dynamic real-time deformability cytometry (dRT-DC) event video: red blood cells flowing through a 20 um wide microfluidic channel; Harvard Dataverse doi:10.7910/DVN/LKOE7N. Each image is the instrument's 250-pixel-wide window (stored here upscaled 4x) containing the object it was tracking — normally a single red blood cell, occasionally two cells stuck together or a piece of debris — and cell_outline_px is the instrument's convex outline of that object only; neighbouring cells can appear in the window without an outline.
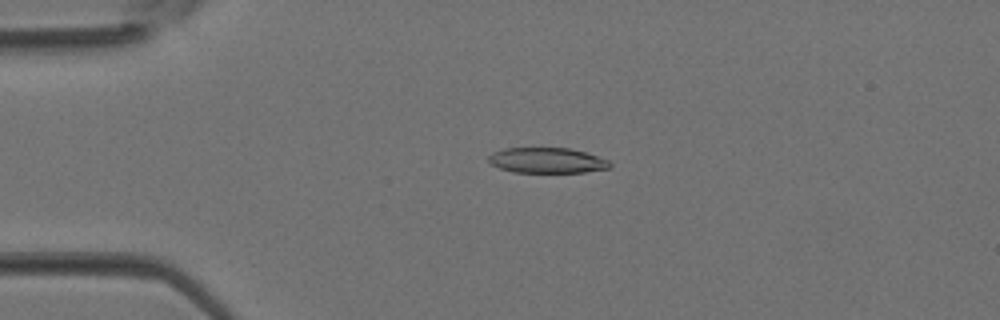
{"species": "Egyptian fruit bat (a non-hibernating species)", "species_latin": "Rousettus aegyptiacus", "temperature_condition": "room temperature", "stored_images_in_passage": 38, "camera_frame_rate_fps": 3000, "um_per_image_px": 0.085, "animal": {"sex": "female"}, "frame": {"image": 1, "passage_image": 9, "time_ms": 2.667, "image_size_px": [1000, 320], "cell_outline_px": [[612, 164], [608, 168], [584, 172], [512, 172], [500, 168], [492, 164], [488, 160], [488, 156], [492, 152], [504, 148], [568, 148], [584, 152], [608, 160]], "centroid_in_image_um": [46.46, 13.63], "position_along_channel_um": 38.5, "area_um2": 17.8}}
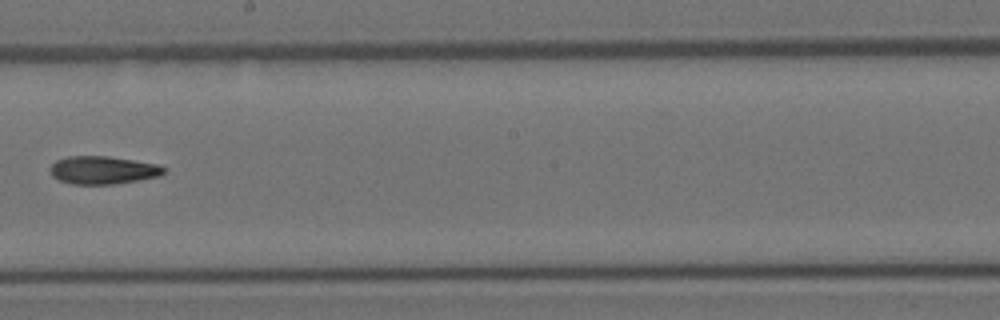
{"frame": {"image": 2, "passage_image": 22, "time_ms": 7.0, "image_size_px": [1000, 320], "cell_outline_px": [[168, 168], [160, 176], [116, 184], [72, 184], [60, 180], [52, 176], [48, 168], [56, 160], [68, 156], [108, 156], [156, 164]], "centroid_in_image_um": [8.73, 14.46], "position_along_channel_um": 239.5, "area_um2": 18.55}}
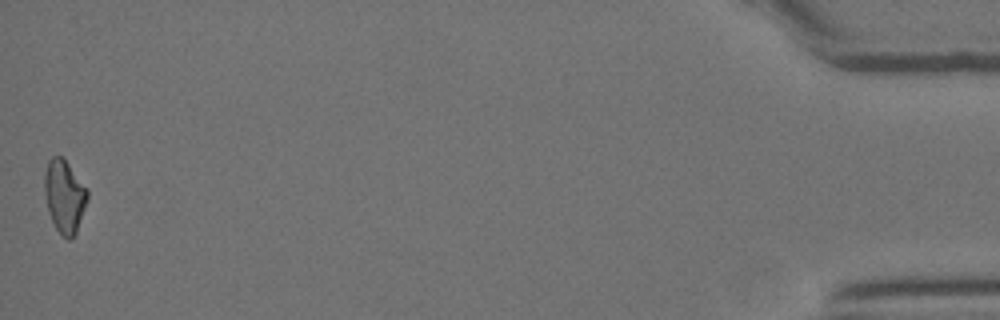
{"frame": {"image": 3, "passage_image": 38, "time_ms": 12.333, "image_size_px": [1000, 320], "cell_outline_px": [[88, 200], [76, 232], [68, 240], [56, 228], [48, 212], [44, 192], [44, 172], [48, 160], [52, 156], [60, 156], [68, 164], [88, 188]], "centroid_in_image_um": [5.47, 16.65], "position_along_channel_um": 429.7, "area_um2": 18.15}}